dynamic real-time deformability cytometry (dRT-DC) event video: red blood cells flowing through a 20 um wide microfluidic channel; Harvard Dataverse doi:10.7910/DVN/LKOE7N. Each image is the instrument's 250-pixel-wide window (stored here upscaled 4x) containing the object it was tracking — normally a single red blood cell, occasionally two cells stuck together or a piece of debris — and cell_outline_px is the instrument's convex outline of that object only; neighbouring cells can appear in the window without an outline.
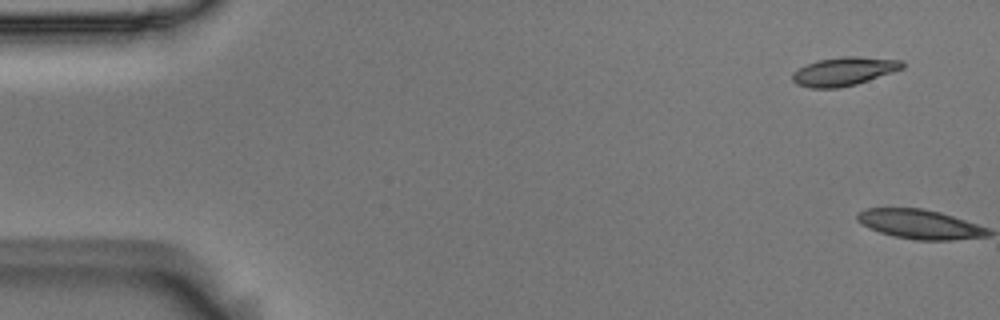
{"species": "Egyptian fruit bat (a non-hibernating species)", "species_latin": "Rousettus aegyptiacus", "temperature_condition": "room temperature", "stored_images_in_passage": 2, "camera_frame_rate_fps": 3000, "um_per_image_px": 0.085, "animal": {"sex": "male"}, "frame": {"image": 1, "passage_image": 1, "time_ms": 0.0, "image_size_px": [1000, 320], "cell_outline_px": [[904, 68], [856, 84], [840, 88], [808, 88], [796, 84], [792, 80], [792, 72], [816, 60], [844, 56], [856, 56], [904, 60]], "centroid_in_image_um": [71.73, 6.06], "position_along_channel_um": 13.3, "area_um2": 18.32}}